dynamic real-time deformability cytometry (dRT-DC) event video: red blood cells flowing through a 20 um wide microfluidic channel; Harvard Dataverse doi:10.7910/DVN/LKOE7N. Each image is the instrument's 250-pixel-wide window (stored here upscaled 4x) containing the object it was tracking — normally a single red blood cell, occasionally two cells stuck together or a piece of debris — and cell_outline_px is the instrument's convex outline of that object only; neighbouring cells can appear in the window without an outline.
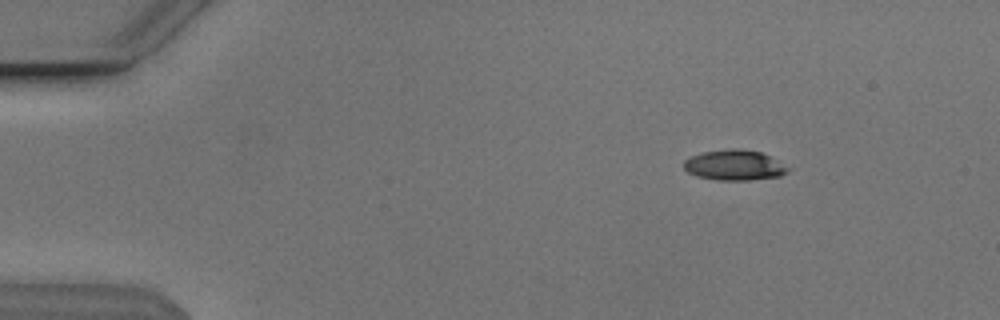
{"species": "Egyptian fruit bat (a non-hibernating species)", "species_latin": "Rousettus aegyptiacus", "temperature_condition": "cold", "stored_images_in_passage": 47, "camera_frame_rate_fps": 3000, "um_per_image_px": 0.085, "animal": {"sex": "male"}, "frame": {"image": 1, "passage_image": 1, "time_ms": 0.0, "image_size_px": [1000, 320], "cell_outline_px": [[792, 168], [788, 172], [780, 176], [748, 180], [716, 180], [696, 176], [688, 172], [684, 168], [684, 160], [692, 156], [704, 152], [732, 148], [740, 148], [760, 152]], "centroid_in_image_um": [62.43, 14.04], "position_along_channel_um": 22.6, "area_um2": 18.38}}
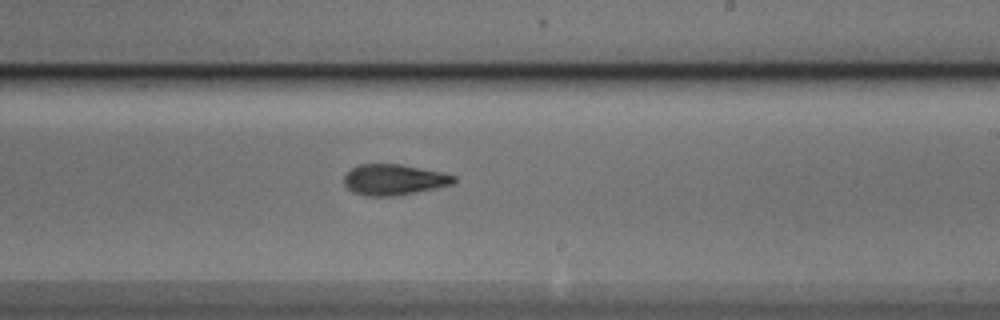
{"frame": {"image": 2, "passage_image": 26, "time_ms": 8.333, "image_size_px": [1000, 320], "cell_outline_px": [[456, 180], [452, 184], [436, 188], [396, 196], [368, 196], [352, 192], [344, 184], [344, 176], [352, 168], [360, 164], [400, 164], [440, 172], [456, 176]], "centroid_in_image_um": [33.47, 15.28], "position_along_channel_um": 255.5, "area_um2": 19.59}}
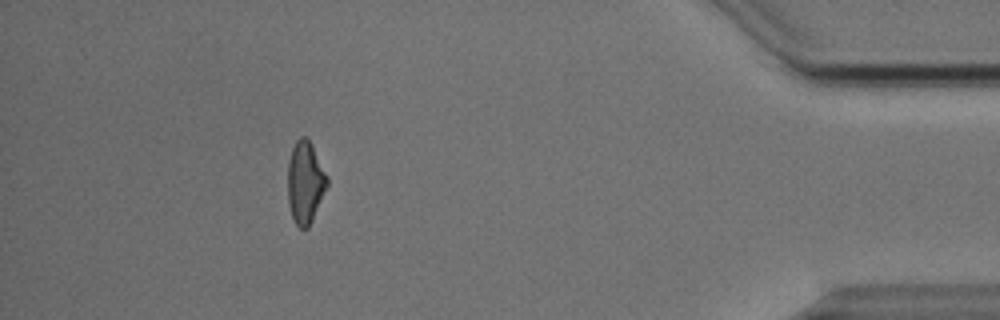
{"frame": {"image": 3, "passage_image": 42, "time_ms": 13.667, "image_size_px": [1000, 320], "cell_outline_px": [[328, 184], [312, 220], [308, 228], [300, 228], [296, 224], [292, 216], [288, 204], [288, 160], [292, 148], [296, 140], [300, 136], [304, 136], [312, 144], [328, 176]], "centroid_in_image_um": [25.94, 15.48], "position_along_channel_um": 409.3, "area_um2": 18.84}, "authors_computed_cell_mechanics": {"area_um2": 19.1318, "velocity_mm_per_s": 3.8577, "shape_relaxation_time_tau1_ms": 3.6794, "shape_relaxation_time_tau2_ms": 2.6703, "deformation_change_tau1": 0.1501, "deformation_change_tau2": 0.1123}}